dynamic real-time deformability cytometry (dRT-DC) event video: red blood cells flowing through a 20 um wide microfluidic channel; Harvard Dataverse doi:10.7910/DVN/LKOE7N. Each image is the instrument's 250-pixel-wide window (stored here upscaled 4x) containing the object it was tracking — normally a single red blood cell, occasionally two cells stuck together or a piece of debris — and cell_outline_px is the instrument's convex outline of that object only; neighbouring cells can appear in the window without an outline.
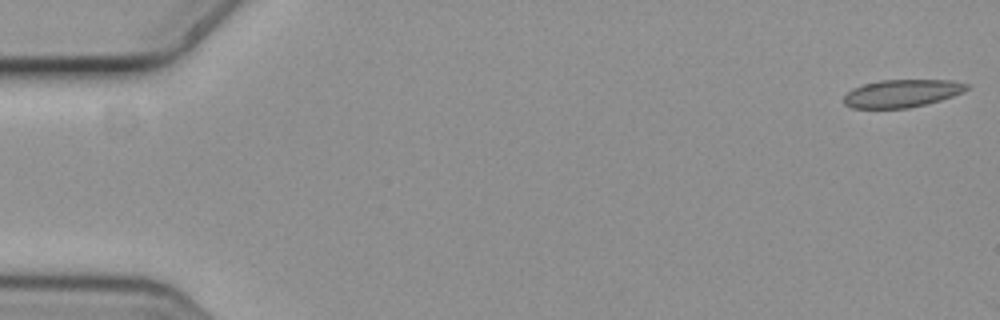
{"species": "common noctule bat (a hibernating species)", "species_latin": "Nyctalus noctula", "temperature_condition": "cold", "stored_images_in_passage": 6, "camera_frame_rate_fps": 3000, "um_per_image_px": 0.085, "animal": {"sex": "female", "body_mass_g": 19.3, "forearm_length_mm": 54.1}, "frame": {"image": 1, "passage_image": 1, "time_ms": 0.0, "image_size_px": [1000, 320], "cell_outline_px": [[968, 88], [964, 92], [940, 100], [908, 108], [852, 108], [844, 104], [844, 96], [852, 88], [864, 84], [880, 80], [952, 80], [968, 84]], "centroid_in_image_um": [76.65, 7.93], "position_along_channel_um": 8.3, "area_um2": 19.77}}